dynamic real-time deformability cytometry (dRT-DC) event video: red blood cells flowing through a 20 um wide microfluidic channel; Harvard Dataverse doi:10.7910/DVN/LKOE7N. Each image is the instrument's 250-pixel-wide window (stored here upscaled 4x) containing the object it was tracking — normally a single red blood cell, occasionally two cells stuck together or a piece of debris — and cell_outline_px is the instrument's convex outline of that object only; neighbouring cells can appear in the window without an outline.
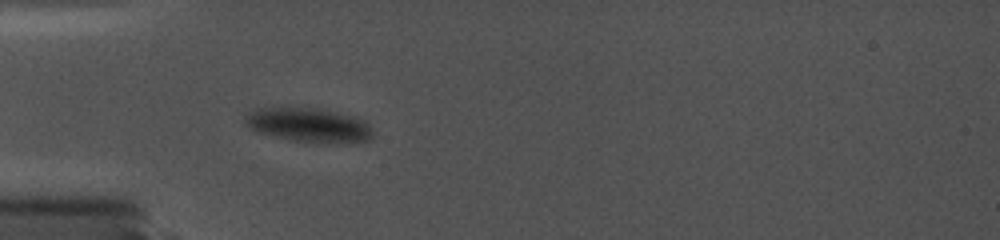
{"species": "common noctule bat (a hibernating species)", "species_latin": "Nyctalus noctula", "temperature_condition": "cold", "stored_images_in_passage": 15, "camera_frame_rate_fps": 5000, "um_per_image_px": 0.085, "animal": {"sex": "female", "body_mass_g": 19.0, "forearm_length_mm": 56.7}, "frame": {"image": 1, "passage_image": 8, "time_ms": 1.6, "image_size_px": [1000, 240], "cell_outline_px": [[372, 136], [368, 140], [336, 144], [316, 144], [292, 140], [260, 132], [252, 128], [244, 120], [248, 112], [256, 108], [296, 104], [304, 104], [356, 116], [364, 120], [372, 128]], "centroid_in_image_um": [26.27, 10.57], "position_along_channel_um": 58.7, "area_um2": 26.7}}